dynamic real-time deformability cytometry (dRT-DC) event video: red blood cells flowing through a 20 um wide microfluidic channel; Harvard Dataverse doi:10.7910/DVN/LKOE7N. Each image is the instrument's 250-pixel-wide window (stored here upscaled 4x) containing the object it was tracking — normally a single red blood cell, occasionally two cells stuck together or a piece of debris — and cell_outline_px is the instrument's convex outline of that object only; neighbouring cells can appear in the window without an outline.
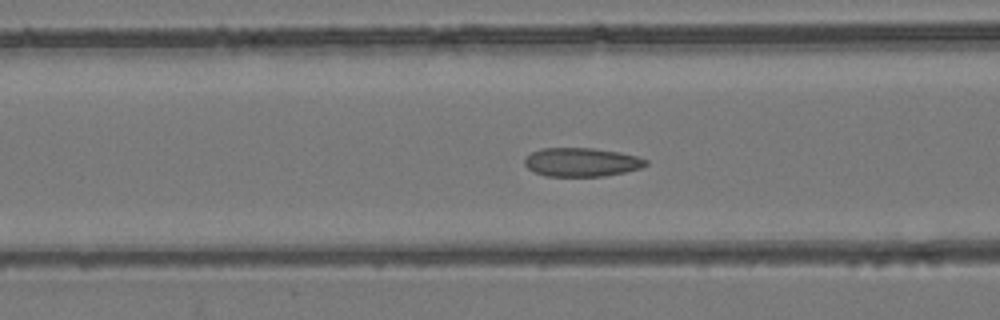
{"species": "common noctule bat (a hibernating species)", "species_latin": "Nyctalus noctula", "temperature_condition": "room temperature", "stored_images_in_passage": 55, "camera_frame_rate_fps": 3000, "um_per_image_px": 0.085, "animal": {"sex": "female", "body_mass_g": 24.6, "forearm_length_mm": 56.2}, "frame": {"image": 1, "passage_image": 22, "time_ms": 7.0, "image_size_px": [1000, 320], "cell_outline_px": [[648, 164], [640, 168], [624, 172], [604, 176], [544, 176], [528, 168], [524, 164], [524, 156], [532, 152], [544, 148], [592, 148], [620, 152], [636, 156], [648, 160]], "centroid_in_image_um": [49.42, 13.78], "position_along_channel_um": 117.2, "area_um2": 20.29}}
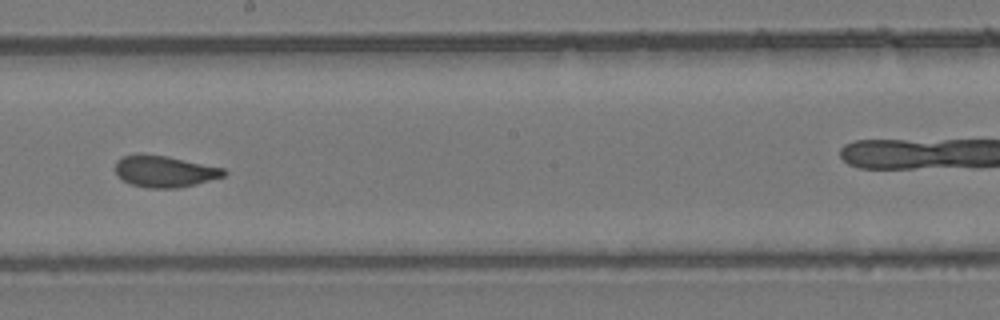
{"frame": {"image": 2, "passage_image": 31, "time_ms": 10.0, "image_size_px": [1000, 320], "cell_outline_px": [[228, 172], [224, 176], [196, 184], [180, 188], [148, 188], [132, 184], [124, 180], [116, 172], [116, 160], [124, 156], [136, 152], [168, 156], [224, 168]], "centroid_in_image_um": [14.0, 14.55], "position_along_channel_um": 234.2, "area_um2": 20.06}}
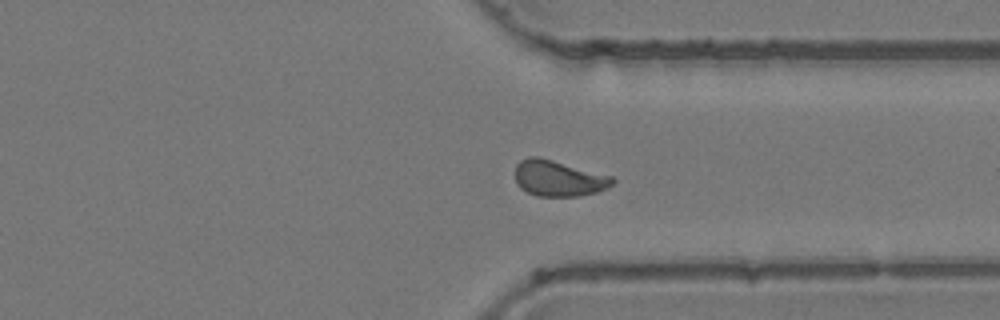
{"frame": {"image": 3, "passage_image": 41, "time_ms": 13.333, "image_size_px": [1000, 320], "cell_outline_px": [[616, 180], [608, 188], [596, 192], [580, 196], [536, 196], [520, 188], [516, 184], [516, 164], [520, 160], [528, 156], [536, 156], [552, 160], [612, 176]], "centroid_in_image_um": [47.46, 15.16], "position_along_channel_um": 363.9, "area_um2": 20.35}, "authors_computed_cell_mechanics": {"area_um2": 20.2878, "velocity_mm_per_s": 3.8977, "shape_relaxation_time_tau1_ms": null, "shape_relaxation_time_tau2_ms": 1.0139, "deformation_change_tau1": null, "deformation_change_tau2": 0.0645}}